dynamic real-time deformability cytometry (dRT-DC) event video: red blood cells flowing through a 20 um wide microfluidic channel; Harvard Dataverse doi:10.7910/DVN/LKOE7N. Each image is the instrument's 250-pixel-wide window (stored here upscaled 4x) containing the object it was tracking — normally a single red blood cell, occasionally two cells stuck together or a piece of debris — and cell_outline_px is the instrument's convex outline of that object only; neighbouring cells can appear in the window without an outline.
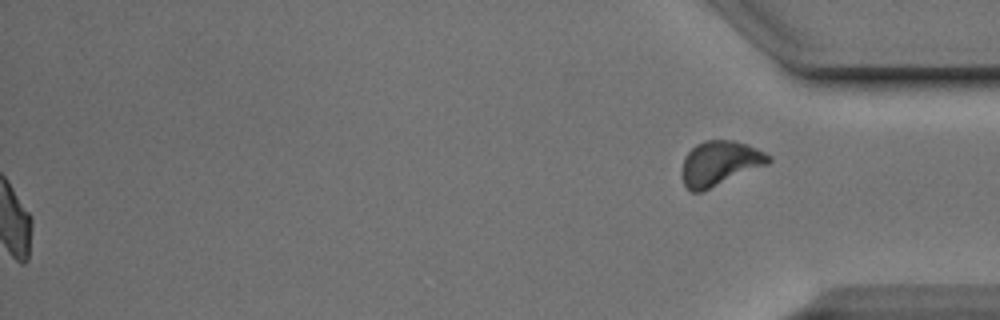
{"species": "Egyptian fruit bat (a non-hibernating species)", "species_latin": "Rousettus aegyptiacus", "temperature_condition": "cold", "stored_images_in_passage": 49, "segment_of_instrument_passage": [2, 2], "camera_frame_rate_fps": 3000, "um_per_image_px": 0.085, "animal": {"sex": "male"}, "frame": {"image": 1, "passage_image": 49, "time_ms": 16.0, "image_size_px": [1000, 320], "cell_outline_px": [[772, 160], [768, 164], [700, 192], [692, 192], [684, 184], [680, 176], [680, 172], [684, 156], [696, 144], [704, 140], [732, 140], [748, 144], [772, 156]], "centroid_in_image_um": [61.15, 13.86], "position_along_channel_um": 374.0, "area_um2": 22.6}}